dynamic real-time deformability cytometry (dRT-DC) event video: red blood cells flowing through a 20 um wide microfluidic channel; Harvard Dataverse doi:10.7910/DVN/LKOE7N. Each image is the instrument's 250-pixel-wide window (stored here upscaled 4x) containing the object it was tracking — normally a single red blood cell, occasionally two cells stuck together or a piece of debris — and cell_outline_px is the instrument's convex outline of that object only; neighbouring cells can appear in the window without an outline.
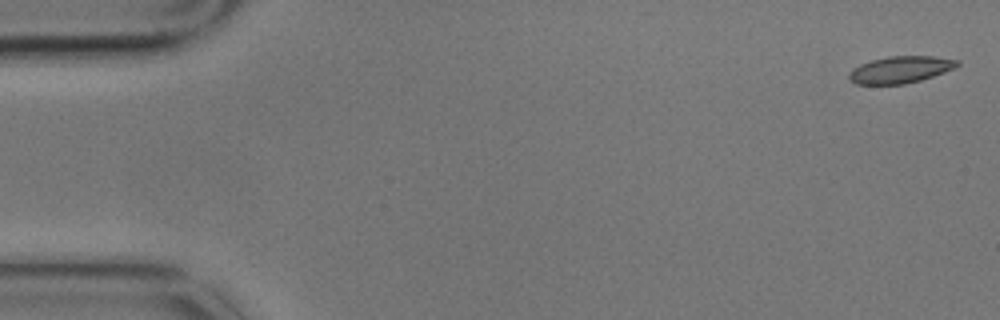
{"species": "common noctule bat (a hibernating species)", "species_latin": "Nyctalus noctula", "temperature_condition": "cold", "stored_images_in_passage": 4, "camera_frame_rate_fps": 3000, "um_per_image_px": 0.085, "animal": {"sex": "male", "body_mass_g": 17.9}, "frame": {"image": 1, "passage_image": 1, "time_ms": 0.0, "image_size_px": [1000, 320], "cell_outline_px": [[960, 64], [956, 68], [920, 80], [904, 84], [856, 84], [848, 76], [848, 72], [852, 68], [860, 64], [872, 60], [888, 56], [932, 56], [960, 60]], "centroid_in_image_um": [76.54, 5.91], "position_along_channel_um": 8.5, "area_um2": 16.94}}